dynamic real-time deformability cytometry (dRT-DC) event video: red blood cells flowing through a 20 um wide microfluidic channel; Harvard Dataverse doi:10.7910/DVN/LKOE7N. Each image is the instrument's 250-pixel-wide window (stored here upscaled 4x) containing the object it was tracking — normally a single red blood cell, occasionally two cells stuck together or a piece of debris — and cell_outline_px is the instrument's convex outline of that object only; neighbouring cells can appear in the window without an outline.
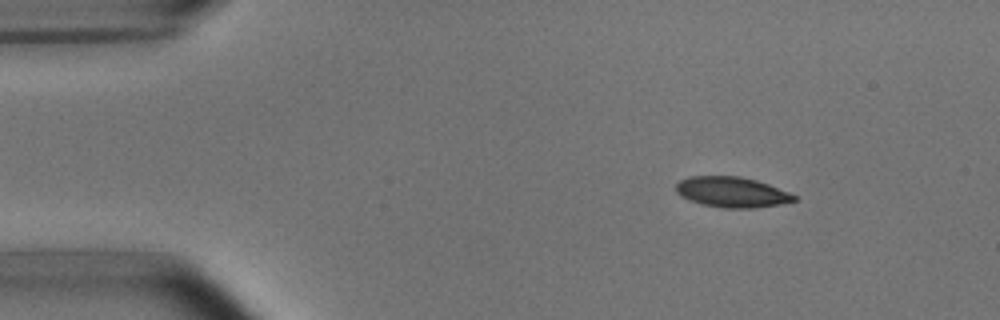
{"species": "common noctule bat (a hibernating species)", "species_latin": "Nyctalus noctula", "temperature_condition": "room temperature", "stored_images_in_passage": 4, "camera_frame_rate_fps": 3000, "um_per_image_px": 0.085, "animal": {"sex": "male", "body_mass_g": 15.6}, "frame": {"image": 1, "passage_image": 1, "time_ms": 0.0, "image_size_px": [1000, 320], "cell_outline_px": [[796, 200], [780, 204], [752, 208], [724, 208], [704, 204], [688, 200], [680, 196], [676, 192], [676, 184], [680, 180], [688, 176], [740, 176], [756, 180], [768, 184], [788, 192], [796, 196]], "centroid_in_image_um": [62.17, 16.32], "position_along_channel_um": 22.8, "area_um2": 20.87}}
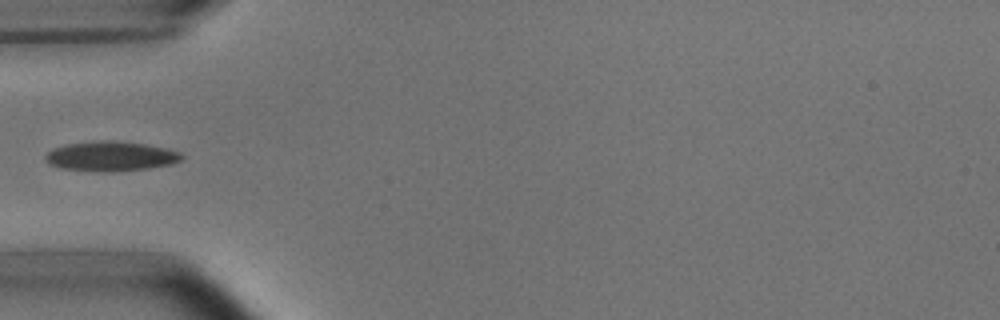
{"frame": {"image": 2, "passage_image": 4, "time_ms": 3.333, "image_size_px": [1000, 320], "cell_outline_px": [[184, 156], [180, 160], [172, 164], [148, 168], [116, 172], [92, 172], [60, 168], [48, 164], [44, 160], [44, 156], [52, 148], [68, 144], [100, 140], [108, 140], [144, 144], [168, 148], [180, 152]], "centroid_in_image_um": [9.38, 13.3], "position_along_channel_um": 75.6, "area_um2": 23.93}}